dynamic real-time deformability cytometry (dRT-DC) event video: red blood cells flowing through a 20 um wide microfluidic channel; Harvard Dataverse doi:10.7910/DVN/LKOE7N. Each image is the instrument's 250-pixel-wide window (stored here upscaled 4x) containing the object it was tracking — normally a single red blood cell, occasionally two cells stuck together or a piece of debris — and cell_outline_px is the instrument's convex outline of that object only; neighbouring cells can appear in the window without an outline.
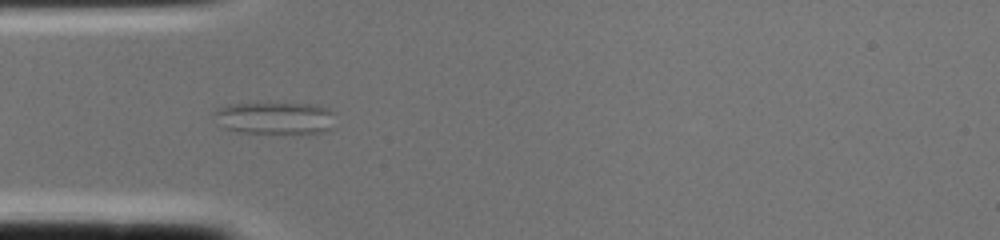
{"species": "common noctule bat (a hibernating species)", "species_latin": "Nyctalus noctula", "temperature_condition": "cold", "stored_images_in_passage": 2, "camera_frame_rate_fps": 3000, "um_per_image_px": 0.085, "animal": {"sex": "female", "body_mass_g": 22.0, "forearm_length_mm": 56.7}, "frame": {"image": 1, "passage_image": 2, "time_ms": 0.333, "image_size_px": [1000, 240], "cell_outline_px": [[332, 128], [324, 132], [240, 132], [224, 128], [220, 124], [212, 112], [216, 108], [224, 104], [316, 104], [328, 108], [332, 112]], "centroid_in_image_um": [23.33, 10.01], "position_along_channel_um": 61.7, "area_um2": 22.31}}